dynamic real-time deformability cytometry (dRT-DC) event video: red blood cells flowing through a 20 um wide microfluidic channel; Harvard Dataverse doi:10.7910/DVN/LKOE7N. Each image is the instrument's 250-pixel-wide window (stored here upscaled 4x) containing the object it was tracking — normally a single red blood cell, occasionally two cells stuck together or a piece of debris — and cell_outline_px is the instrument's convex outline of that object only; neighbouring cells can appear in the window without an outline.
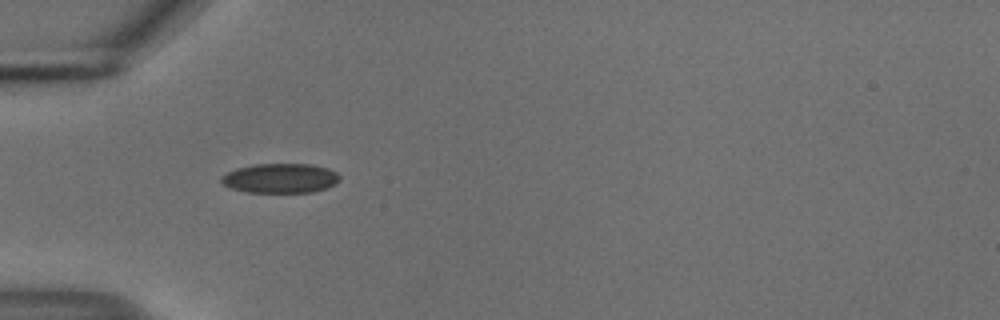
{"species": "common noctule bat (a hibernating species)", "species_latin": "Nyctalus noctula", "temperature_condition": "cold", "stored_images_in_passage": 29, "camera_frame_rate_fps": 3000, "um_per_image_px": 0.085, "animal": {"sex": "male", "body_mass_g": 18.8}, "frame": {"image": 1, "passage_image": 1, "time_ms": 0.0, "image_size_px": [1000, 320], "cell_outline_px": [[340, 180], [336, 184], [328, 188], [312, 192], [248, 192], [232, 188], [224, 184], [220, 180], [220, 176], [236, 168], [252, 164], [312, 164], [328, 168], [336, 172], [340, 176]], "centroid_in_image_um": [23.86, 15.14], "position_along_channel_um": 61.1, "area_um2": 20.52}}
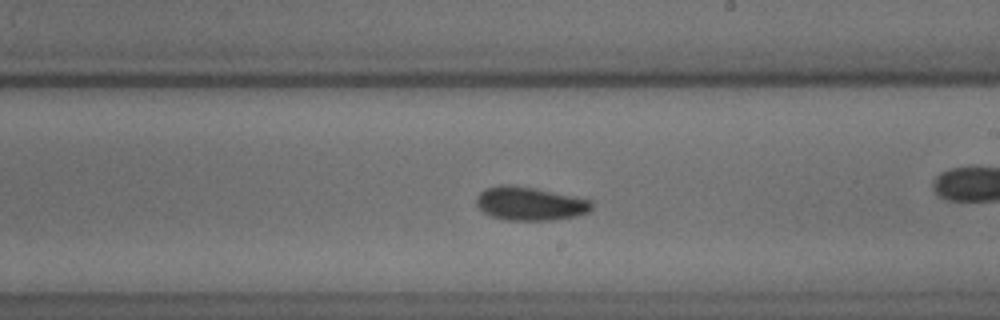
{"frame": {"image": 2, "passage_image": 10, "time_ms": 3.0, "image_size_px": [1000, 320], "cell_outline_px": [[592, 208], [588, 212], [576, 216], [552, 220], [508, 220], [492, 216], [484, 212], [476, 204], [476, 200], [480, 192], [484, 188], [500, 184], [512, 184], [536, 188], [592, 200]], "centroid_in_image_um": [45.04, 17.29], "position_along_channel_um": 244.0, "area_um2": 22.6}, "authors_computed_cell_mechanics": {"area_um2": 21.2704, "velocity_mm_per_s": 3.7118, "shape_relaxation_time_tau1_ms": 1.1218, "shape_relaxation_time_tau2_ms": 3.1839, "deformation_change_tau1": 0.0588, "deformation_change_tau2": 0.0778}}